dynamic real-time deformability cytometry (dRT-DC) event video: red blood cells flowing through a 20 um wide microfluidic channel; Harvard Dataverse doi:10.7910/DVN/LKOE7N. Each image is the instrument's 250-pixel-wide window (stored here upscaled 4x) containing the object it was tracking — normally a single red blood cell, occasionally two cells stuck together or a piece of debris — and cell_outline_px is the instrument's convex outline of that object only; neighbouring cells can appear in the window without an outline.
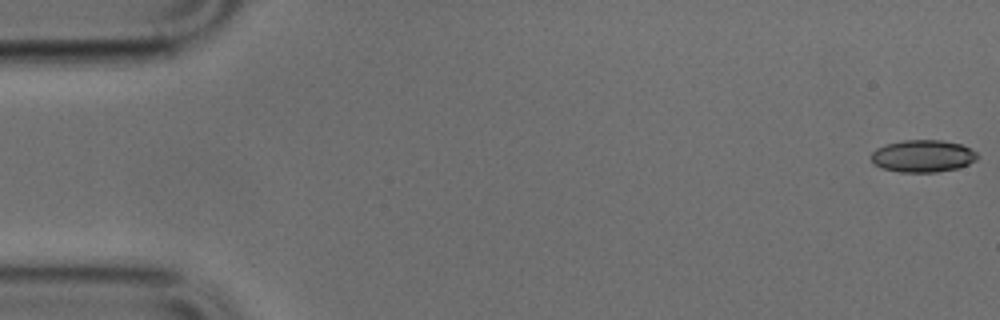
{"species": "common noctule bat (a hibernating species)", "species_latin": "Nyctalus noctula", "temperature_condition": "cold", "stored_images_in_passage": 51, "segment_of_instrument_passage": [1, 2], "camera_frame_rate_fps": 3000, "um_per_image_px": 0.085, "animal": {"sex": "male", "body_mass_g": 17.9, "forearm_length_mm": 54.2}, "frame": {"image": 1, "passage_image": 1, "time_ms": 0.0, "image_size_px": [1000, 320], "cell_outline_px": [[980, 156], [976, 160], [968, 164], [956, 168], [936, 172], [900, 172], [880, 168], [872, 160], [872, 152], [876, 148], [884, 144], [904, 140], [944, 140], [960, 144], [976, 152]], "centroid_in_image_um": [78.43, 13.26], "position_along_channel_um": 6.6, "area_um2": 19.94}}
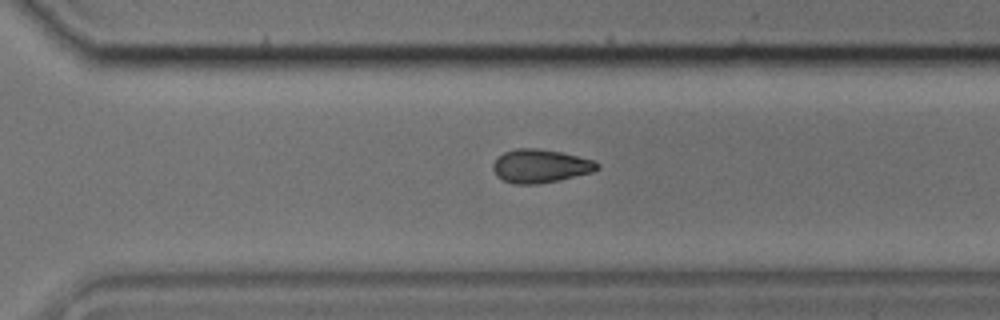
{"frame": {"image": 2, "passage_image": 35, "time_ms": 11.333, "image_size_px": [1000, 320], "cell_outline_px": [[600, 168], [592, 172], [560, 180], [536, 184], [512, 184], [496, 176], [492, 168], [492, 164], [504, 152], [516, 148], [536, 148], [560, 152], [592, 160], [600, 164]], "centroid_in_image_um": [45.91, 14.12], "position_along_channel_um": 324.7, "area_um2": 20.23}}
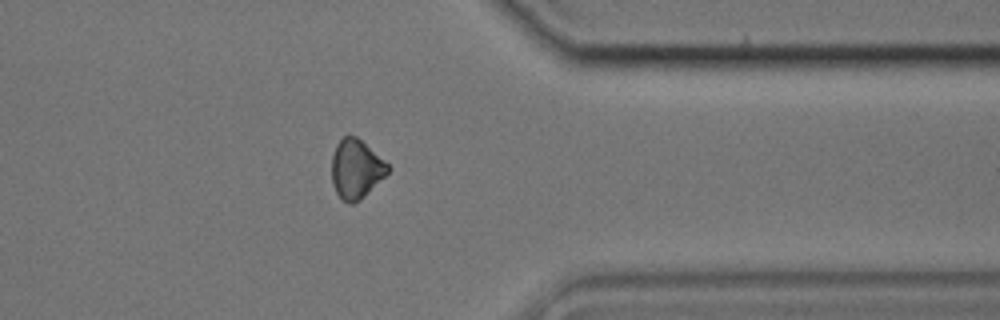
{"frame": {"image": 3, "passage_image": 40, "time_ms": 13.0, "image_size_px": [1000, 320], "cell_outline_px": [[392, 168], [360, 200], [352, 204], [348, 204], [340, 200], [332, 184], [332, 156], [336, 144], [348, 132], [356, 136], [388, 164]], "centroid_in_image_um": [30.23, 14.37], "position_along_channel_um": 381.2, "area_um2": 19.36}}